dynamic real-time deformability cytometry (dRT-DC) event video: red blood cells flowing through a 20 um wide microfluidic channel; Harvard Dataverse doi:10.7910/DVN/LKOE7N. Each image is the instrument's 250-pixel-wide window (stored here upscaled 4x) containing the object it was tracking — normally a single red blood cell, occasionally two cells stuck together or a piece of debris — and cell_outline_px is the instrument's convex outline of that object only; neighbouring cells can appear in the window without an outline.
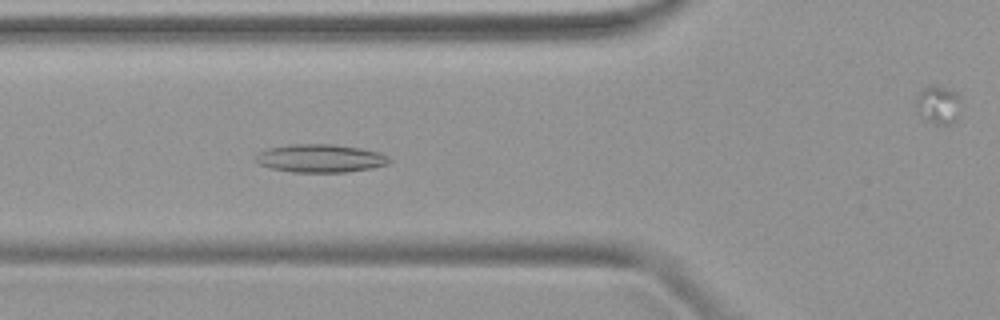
{"species": "common noctule bat (a hibernating species)", "species_latin": "Nyctalus noctula", "temperature_condition": "warm", "stored_images_in_passage": 49, "segment_of_instrument_passage": [1, 2], "camera_frame_rate_fps": 3000, "um_per_image_px": 0.085, "animal": {"sex": "female", "body_mass_g": 19.9}, "frame": {"image": 1, "passage_image": 18, "time_ms": 5.667, "image_size_px": [1000, 320], "cell_outline_px": [[392, 160], [388, 164], [372, 168], [344, 172], [292, 172], [272, 168], [260, 164], [256, 160], [256, 156], [260, 152], [268, 148], [288, 144], [332, 144], [360, 148], [380, 152], [388, 156]], "centroid_in_image_um": [27.27, 13.45], "position_along_channel_um": 98.5, "area_um2": 21.85}}
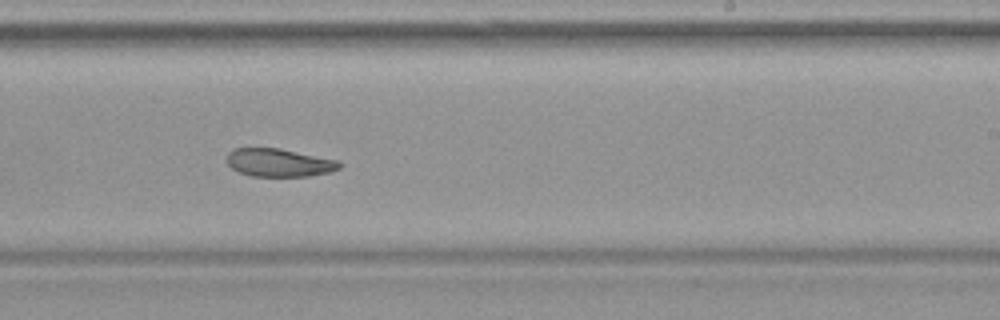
{"frame": {"image": 2, "passage_image": 30, "time_ms": 9.667, "image_size_px": [1000, 320], "cell_outline_px": [[344, 164], [340, 168], [332, 172], [308, 176], [252, 176], [240, 172], [232, 168], [224, 160], [228, 152], [232, 148], [280, 148], [340, 160]], "centroid_in_image_um": [23.75, 13.81], "position_along_channel_um": 265.3, "area_um2": 18.79}}
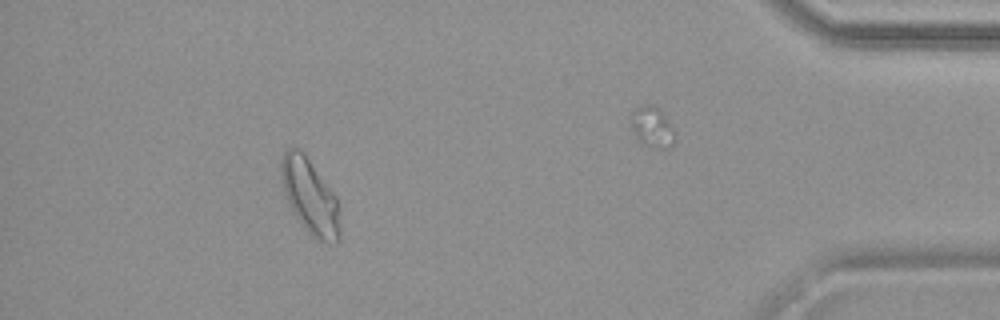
{"frame": {"image": 3, "passage_image": 44, "time_ms": 14.333, "image_size_px": [1000, 320], "cell_outline_px": [[340, 240], [336, 244], [328, 244], [316, 240], [308, 232], [296, 216], [284, 192], [280, 172], [280, 160], [284, 152], [292, 144], [300, 148], [304, 152], [336, 196], [340, 224]], "centroid_in_image_um": [26.35, 16.68], "position_along_channel_um": 408.8, "area_um2": 25.95}}